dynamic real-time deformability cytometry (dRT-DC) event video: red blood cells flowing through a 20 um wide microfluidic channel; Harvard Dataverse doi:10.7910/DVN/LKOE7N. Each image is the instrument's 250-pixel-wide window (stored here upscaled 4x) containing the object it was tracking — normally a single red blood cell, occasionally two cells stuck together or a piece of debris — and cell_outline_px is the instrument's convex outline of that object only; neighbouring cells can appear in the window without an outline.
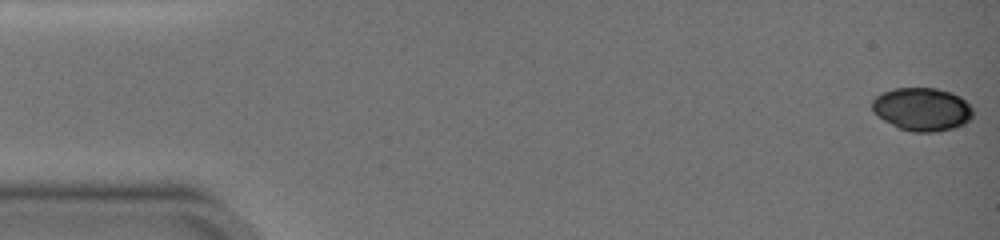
{"species": "common noctule bat (a hibernating species)", "species_latin": "Nyctalus noctula", "temperature_condition": "warm", "stored_images_in_passage": 29, "camera_frame_rate_fps": 3000, "um_per_image_px": 0.085, "animal": {"sex": "female", "body_mass_g": 19.0, "forearm_length_mm": 51.5}, "frame": {"image": 1, "passage_image": 1, "time_ms": 0.0, "image_size_px": [1000, 240], "cell_outline_px": [[972, 116], [964, 124], [952, 128], [936, 132], [912, 132], [900, 128], [884, 120], [872, 112], [872, 100], [876, 96], [892, 88], [936, 88], [952, 92], [960, 96], [972, 108]], "centroid_in_image_um": [78.36, 9.28], "position_along_channel_um": 6.6, "area_um2": 25.32}}
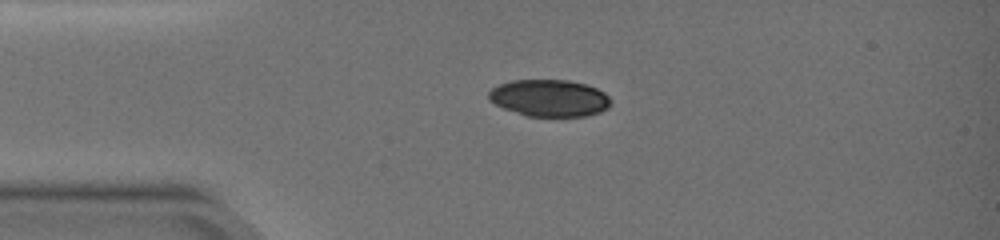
{"frame": {"image": 2, "passage_image": 19, "time_ms": 4.0, "image_size_px": [1000, 240], "cell_outline_px": [[612, 100], [608, 108], [600, 112], [588, 116], [528, 116], [504, 108], [488, 100], [488, 92], [492, 88], [500, 84], [512, 80], [568, 80], [588, 84], [604, 92]], "centroid_in_image_um": [46.72, 8.33], "position_along_channel_um": 38.3, "area_um2": 26.36}}
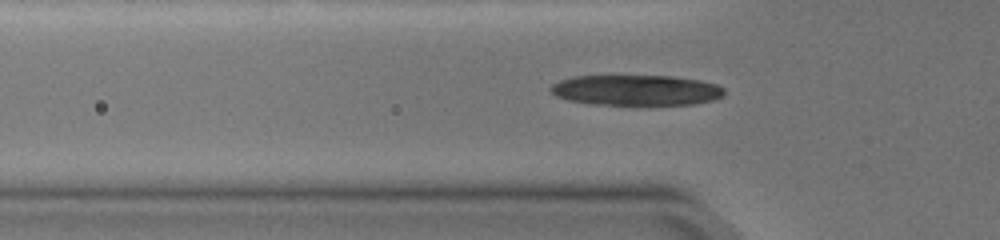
{"frame": {"image": 3, "passage_image": 27, "time_ms": 5.667, "image_size_px": [1000, 240], "cell_outline_px": [[724, 96], [712, 100], [696, 104], [592, 104], [568, 100], [556, 96], [548, 88], [552, 84], [560, 80], [572, 76], [672, 76], [700, 80], [716, 84], [724, 88]], "centroid_in_image_um": [54.07, 7.66], "position_along_channel_um": 71.7, "area_um2": 30.81}}